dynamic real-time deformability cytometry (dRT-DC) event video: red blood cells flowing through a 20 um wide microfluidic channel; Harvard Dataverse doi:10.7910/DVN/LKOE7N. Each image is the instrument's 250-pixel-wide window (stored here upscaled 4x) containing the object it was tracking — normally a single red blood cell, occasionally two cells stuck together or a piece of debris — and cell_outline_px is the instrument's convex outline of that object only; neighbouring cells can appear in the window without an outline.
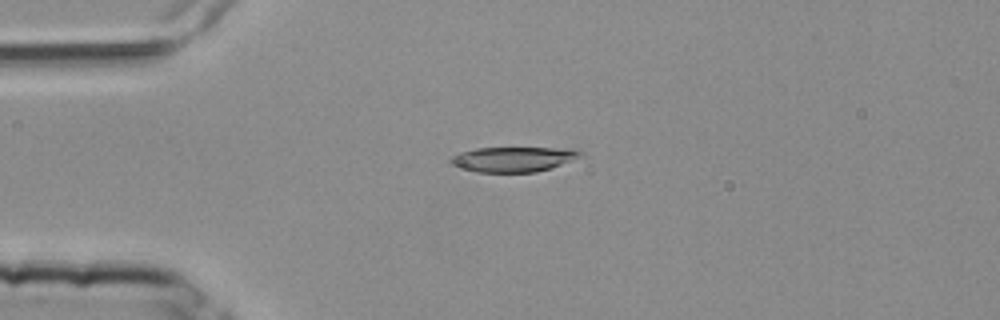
{"species": "common noctule bat (a hibernating species)", "species_latin": "Nyctalus noctula", "temperature_condition": "room temperature", "stored_images_in_passage": 2, "camera_frame_rate_fps": 3000, "um_per_image_px": 0.085, "animal": {"sex": "female", "body_mass_g": 25.1}, "frame": {"image": 1, "passage_image": 2, "time_ms": 0.333, "image_size_px": [1000, 320], "cell_outline_px": [[584, 152], [580, 156], [572, 160], [536, 172], [476, 172], [448, 164], [448, 160], [452, 156], [460, 152], [476, 148], [572, 148]], "centroid_in_image_um": [43.57, 13.53], "position_along_channel_um": 41.4, "area_um2": 18.84}}